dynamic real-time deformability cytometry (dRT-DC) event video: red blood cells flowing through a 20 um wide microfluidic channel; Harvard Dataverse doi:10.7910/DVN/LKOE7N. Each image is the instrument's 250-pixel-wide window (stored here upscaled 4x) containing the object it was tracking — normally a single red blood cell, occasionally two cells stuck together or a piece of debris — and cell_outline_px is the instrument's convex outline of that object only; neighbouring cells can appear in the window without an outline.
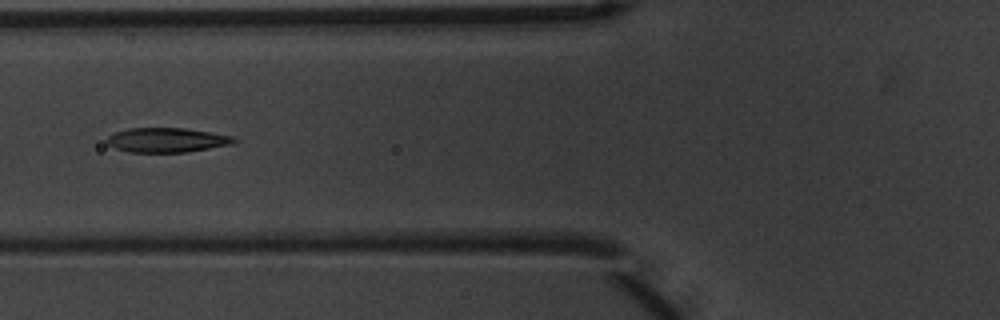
{"species": "common noctule bat (a hibernating species)", "species_latin": "Nyctalus noctula", "temperature_condition": "warm", "stored_images_in_passage": 3, "camera_frame_rate_fps": 3000, "um_per_image_px": 0.085, "animal": {"sex": "male", "body_mass_g": 20.1, "forearm_length_mm": 53.5}, "frame": {"image": 1, "passage_image": 3, "time_ms": 0.667, "image_size_px": [1000, 320], "cell_outline_px": [[236, 144], [188, 152], [128, 152], [116, 148], [108, 144], [104, 140], [108, 136], [116, 132], [128, 128], [184, 128], [212, 132], [232, 136], [236, 140]], "centroid_in_image_um": [14.21, 11.91], "position_along_channel_um": 111.6, "area_um2": 18.32}}